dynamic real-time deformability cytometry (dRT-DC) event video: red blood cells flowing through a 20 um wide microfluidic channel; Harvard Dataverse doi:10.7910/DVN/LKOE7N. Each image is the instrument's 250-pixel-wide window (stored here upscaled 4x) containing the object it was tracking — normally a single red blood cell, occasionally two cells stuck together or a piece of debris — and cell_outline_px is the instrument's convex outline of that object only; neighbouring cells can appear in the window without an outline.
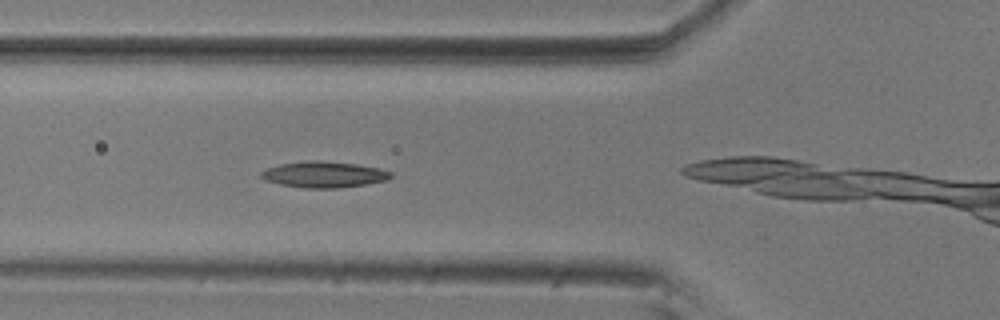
{"species": "common noctule bat (a hibernating species)", "species_latin": "Nyctalus noctula", "temperature_condition": "room temperature", "stored_images_in_passage": 35, "camera_frame_rate_fps": 3000, "um_per_image_px": 0.085, "animal": {"sex": "male", "body_mass_g": 20.5, "forearm_length_mm": 52.5}, "frame": {"image": 1, "passage_image": 11, "time_ms": 3.333, "image_size_px": [1000, 320], "cell_outline_px": [[392, 176], [388, 180], [364, 184], [336, 188], [304, 188], [280, 184], [264, 180], [260, 176], [260, 172], [268, 168], [280, 164], [308, 160], [316, 160], [356, 164], [380, 168], [392, 172]], "centroid_in_image_um": [27.53, 14.83], "position_along_channel_um": 98.3, "area_um2": 19.65}}
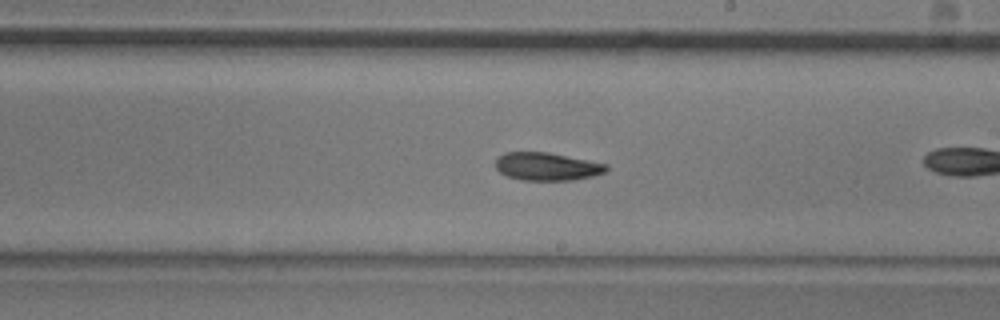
{"frame": {"image": 2, "passage_image": 23, "time_ms": 7.333, "image_size_px": [1000, 320], "cell_outline_px": [[608, 172], [592, 176], [572, 180], [520, 180], [508, 176], [500, 172], [496, 168], [496, 156], [504, 152], [548, 152], [608, 164]], "centroid_in_image_um": [46.49, 14.15], "position_along_channel_um": 242.5, "area_um2": 18.15}}
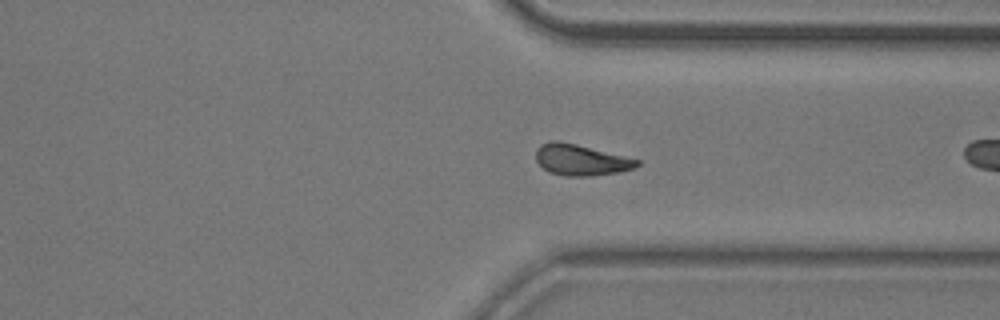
{"frame": {"image": 3, "passage_image": 33, "time_ms": 10.667, "image_size_px": [1000, 320], "cell_outline_px": [[640, 164], [632, 168], [620, 172], [592, 176], [564, 176], [548, 172], [536, 160], [536, 148], [540, 144], [552, 140], [560, 140], [640, 160]], "centroid_in_image_um": [49.34, 13.59], "position_along_channel_um": 362.1, "area_um2": 18.32}}